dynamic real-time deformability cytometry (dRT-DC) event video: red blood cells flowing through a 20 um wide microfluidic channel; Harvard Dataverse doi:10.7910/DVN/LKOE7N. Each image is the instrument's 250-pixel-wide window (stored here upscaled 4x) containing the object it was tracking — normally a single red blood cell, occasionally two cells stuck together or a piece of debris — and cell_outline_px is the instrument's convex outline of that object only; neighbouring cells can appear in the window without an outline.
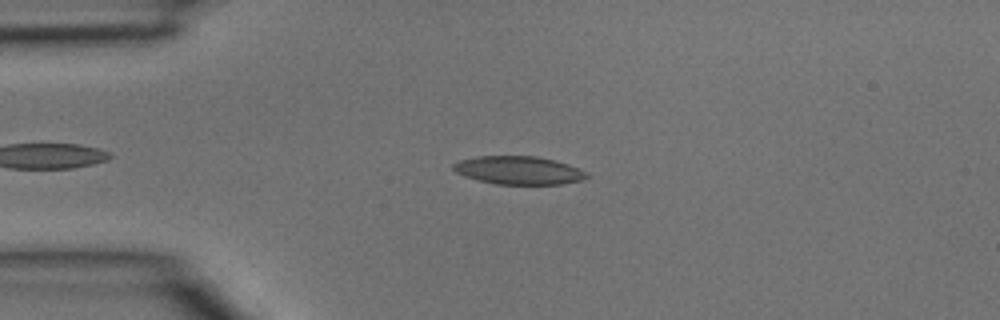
{"species": "common noctule bat (a hibernating species)", "species_latin": "Nyctalus noctula", "temperature_condition": "room temperature", "stored_images_in_passage": 38, "camera_frame_rate_fps": 3000, "um_per_image_px": 0.085, "animal": {"sex": "male", "body_mass_g": 15.6}, "frame": {"image": 1, "passage_image": 8, "time_ms": 2.333, "image_size_px": [1000, 320], "cell_outline_px": [[588, 176], [580, 180], [560, 184], [496, 184], [464, 176], [456, 172], [452, 168], [452, 164], [460, 160], [476, 156], [536, 156], [568, 164], [588, 172]], "centroid_in_image_um": [44.06, 14.47], "position_along_channel_um": 40.9, "area_um2": 21.73}}
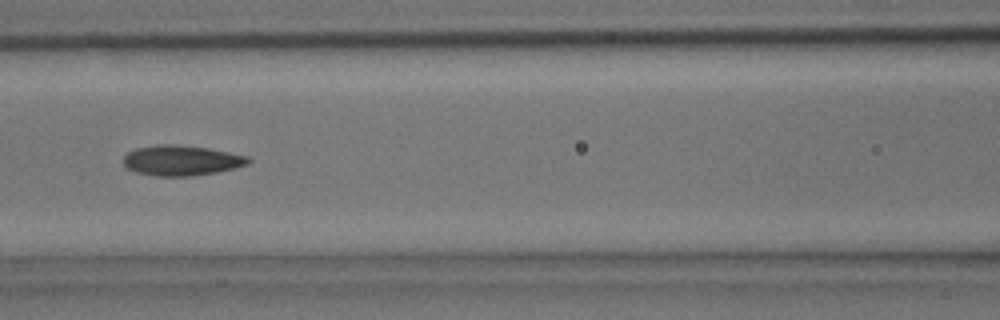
{"frame": {"image": 2, "passage_image": 16, "time_ms": 5.0, "image_size_px": [1000, 320], "cell_outline_px": [[252, 160], [248, 164], [216, 172], [192, 176], [156, 176], [136, 172], [128, 168], [124, 164], [124, 156], [128, 152], [136, 148], [160, 144], [168, 144], [208, 148], [248, 156]], "centroid_in_image_um": [15.42, 13.64], "position_along_channel_um": 151.2, "area_um2": 21.79}}
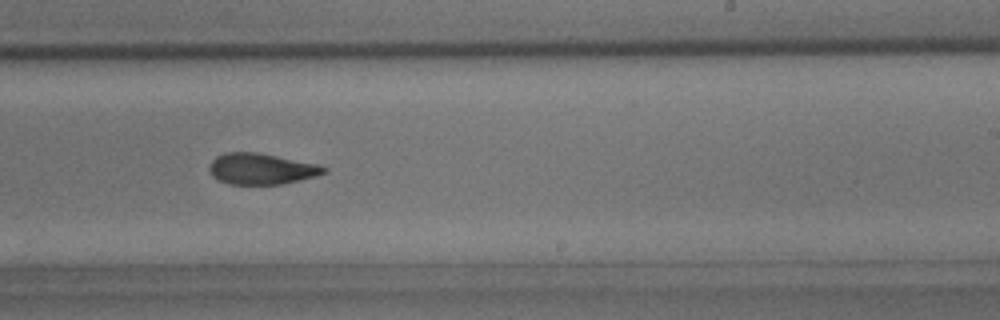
{"frame": {"image": 3, "passage_image": 23, "time_ms": 7.333, "image_size_px": [1000, 320], "cell_outline_px": [[328, 172], [316, 176], [280, 184], [228, 184], [212, 176], [208, 168], [212, 160], [216, 156], [224, 152], [256, 152], [316, 164], [328, 168]], "centroid_in_image_um": [22.18, 14.35], "position_along_channel_um": 266.8, "area_um2": 20.58}}